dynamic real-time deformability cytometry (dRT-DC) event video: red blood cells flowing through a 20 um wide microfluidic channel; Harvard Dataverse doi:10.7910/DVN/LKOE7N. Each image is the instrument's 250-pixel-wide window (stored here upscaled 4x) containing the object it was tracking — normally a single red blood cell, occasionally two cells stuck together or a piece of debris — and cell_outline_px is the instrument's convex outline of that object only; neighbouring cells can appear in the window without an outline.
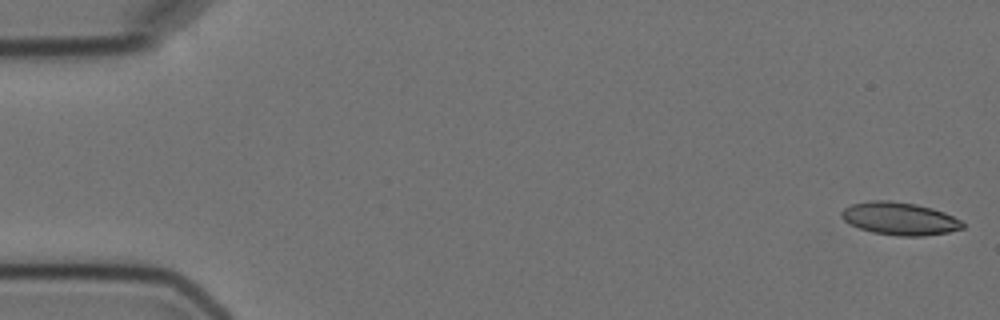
{"species": "Egyptian fruit bat (a non-hibernating species)", "species_latin": "Rousettus aegyptiacus", "temperature_condition": "cold", "stored_images_in_passage": 6, "camera_frame_rate_fps": 3000, "um_per_image_px": 0.085, "animal": {"sex": "female"}, "frame": {"image": 1, "passage_image": 1, "time_ms": 0.0, "image_size_px": [1000, 320], "cell_outline_px": [[964, 228], [948, 232], [924, 236], [896, 236], [872, 232], [848, 224], [840, 216], [840, 212], [844, 208], [852, 204], [872, 200], [888, 200], [916, 204], [932, 208], [944, 212], [960, 220], [964, 224]], "centroid_in_image_um": [76.45, 18.58], "position_along_channel_um": 8.6, "area_um2": 23.18}}
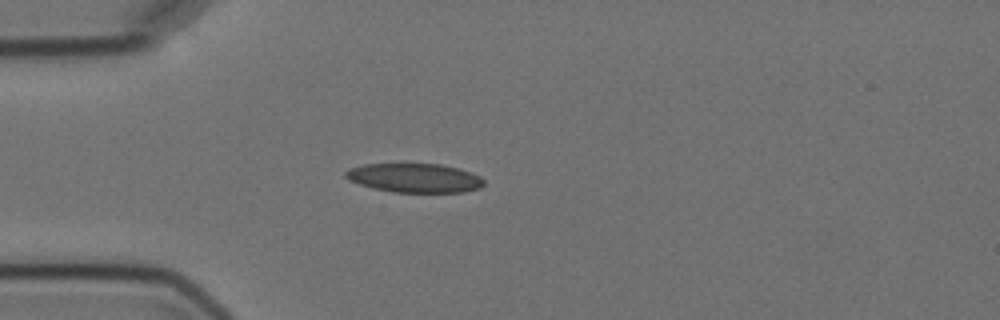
{"frame": {"image": 2, "passage_image": 5, "time_ms": 4.667, "image_size_px": [1000, 320], "cell_outline_px": [[484, 184], [480, 188], [464, 192], [392, 192], [372, 188], [348, 180], [344, 176], [344, 172], [348, 168], [364, 164], [440, 164], [460, 168], [472, 172], [480, 176], [484, 180]], "centroid_in_image_um": [35.24, 15.12], "position_along_channel_um": 49.8, "area_um2": 23.64}}